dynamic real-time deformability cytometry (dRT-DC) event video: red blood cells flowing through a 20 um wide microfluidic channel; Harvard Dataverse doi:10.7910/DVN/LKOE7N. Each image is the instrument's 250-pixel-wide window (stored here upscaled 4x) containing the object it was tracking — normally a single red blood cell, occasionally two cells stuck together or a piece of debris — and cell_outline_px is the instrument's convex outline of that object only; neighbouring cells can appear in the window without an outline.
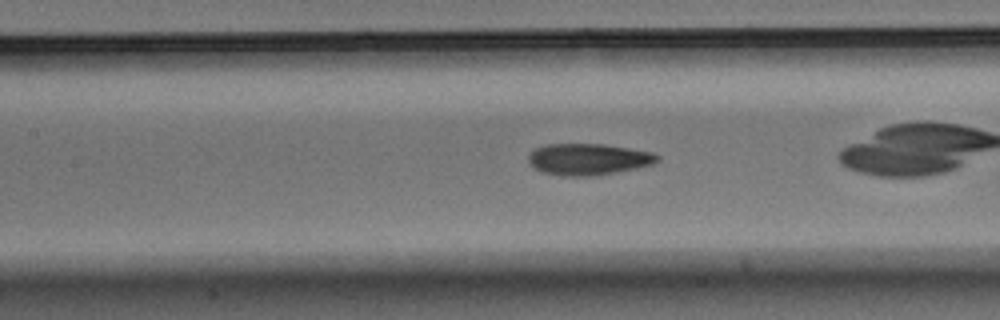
{"species": "Egyptian fruit bat (a non-hibernating species)", "species_latin": "Rousettus aegyptiacus", "temperature_condition": "warm", "stored_images_in_passage": 46, "camera_frame_rate_fps": 3000, "um_per_image_px": 0.085, "animal": {"sex": "male"}, "frame": {"image": 1, "passage_image": 22, "time_ms": 7.0, "image_size_px": [1000, 320], "cell_outline_px": [[660, 160], [652, 164], [636, 168], [616, 172], [592, 176], [564, 176], [544, 172], [536, 168], [528, 160], [528, 156], [536, 148], [544, 144], [604, 144], [652, 152], [660, 156]], "centroid_in_image_um": [50.03, 13.53], "position_along_channel_um": 157.4, "area_um2": 23.47}, "authors_computed_cell_mechanics": {"area_um2": 23.5535, "velocity_mm_per_s": 3.5335, "shape_relaxation_time_tau1_ms": 8.1205, "shape_relaxation_time_tau2_ms": 2.6308, "deformation_change_tau1": 0.2092, "deformation_change_tau2": 0.0964}}